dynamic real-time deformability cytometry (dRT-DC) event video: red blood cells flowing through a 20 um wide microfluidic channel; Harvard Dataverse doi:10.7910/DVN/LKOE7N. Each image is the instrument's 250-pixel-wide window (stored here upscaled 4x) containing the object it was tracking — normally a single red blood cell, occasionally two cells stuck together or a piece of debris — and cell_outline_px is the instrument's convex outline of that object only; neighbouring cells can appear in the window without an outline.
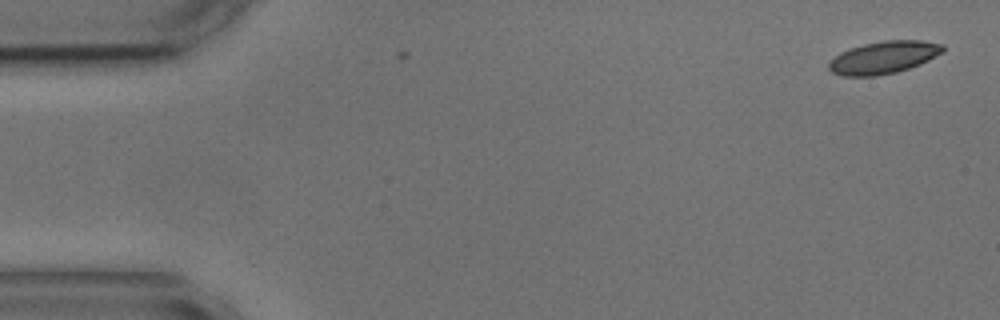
{"species": "common noctule bat (a hibernating species)", "species_latin": "Nyctalus noctula", "temperature_condition": "cold", "stored_images_in_passage": 4, "camera_frame_rate_fps": 3000, "um_per_image_px": 0.085, "animal": {"sex": "male", "body_mass_g": 17.9, "forearm_length_mm": 54.2}, "frame": {"image": 1, "passage_image": 1, "time_ms": 0.0, "image_size_px": [1000, 320], "cell_outline_px": [[944, 52], [920, 64], [896, 72], [876, 76], [844, 76], [832, 72], [828, 68], [828, 64], [840, 52], [864, 44], [884, 40], [920, 40], [944, 44]], "centroid_in_image_um": [75.13, 4.88], "position_along_channel_um": 9.9, "area_um2": 21.44}}
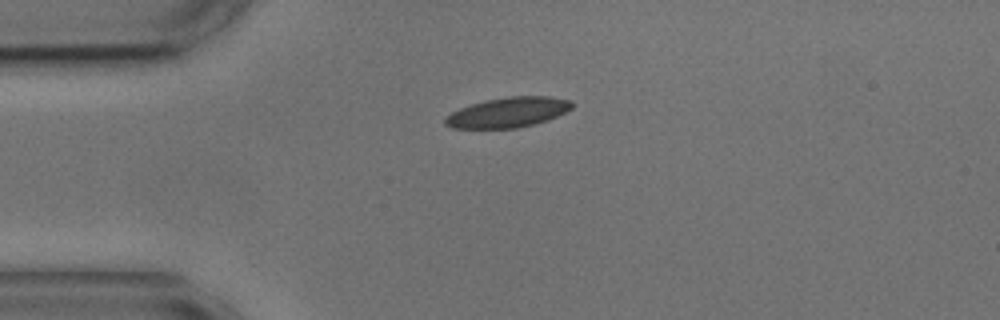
{"frame": {"image": 2, "passage_image": 4, "time_ms": 3.667, "image_size_px": [1000, 320], "cell_outline_px": [[572, 108], [548, 120], [516, 128], [452, 128], [444, 124], [444, 120], [452, 112], [460, 108], [484, 100], [508, 96], [548, 96], [572, 100]], "centroid_in_image_um": [43.18, 9.54], "position_along_channel_um": 41.8, "area_um2": 22.08}}